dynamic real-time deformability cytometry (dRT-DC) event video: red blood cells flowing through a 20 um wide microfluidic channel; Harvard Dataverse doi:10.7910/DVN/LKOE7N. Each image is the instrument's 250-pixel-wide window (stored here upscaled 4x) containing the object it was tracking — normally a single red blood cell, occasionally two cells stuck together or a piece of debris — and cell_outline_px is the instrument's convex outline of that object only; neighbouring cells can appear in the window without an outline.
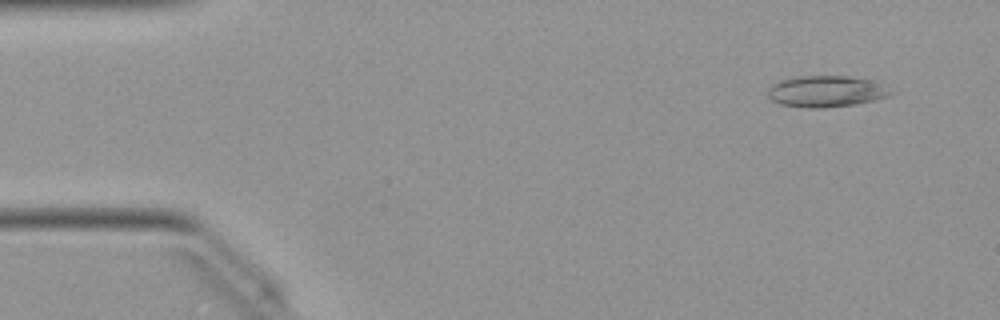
{"species": "Egyptian fruit bat (a non-hibernating species)", "species_latin": "Rousettus aegyptiacus", "temperature_condition": "warm", "stored_images_in_passage": 12, "camera_frame_rate_fps": 3000, "um_per_image_px": 0.085, "animal": {"sex": "female"}, "frame": {"image": 1, "passage_image": 4, "time_ms": 1.0, "image_size_px": [1000, 320], "cell_outline_px": [[892, 92], [888, 96], [876, 100], [856, 104], [820, 108], [808, 108], [780, 104], [772, 100], [768, 96], [768, 88], [772, 84], [784, 80], [800, 76], [848, 76], [876, 80]], "centroid_in_image_um": [70.24, 7.77], "position_along_channel_um": 14.8, "area_um2": 22.37}}